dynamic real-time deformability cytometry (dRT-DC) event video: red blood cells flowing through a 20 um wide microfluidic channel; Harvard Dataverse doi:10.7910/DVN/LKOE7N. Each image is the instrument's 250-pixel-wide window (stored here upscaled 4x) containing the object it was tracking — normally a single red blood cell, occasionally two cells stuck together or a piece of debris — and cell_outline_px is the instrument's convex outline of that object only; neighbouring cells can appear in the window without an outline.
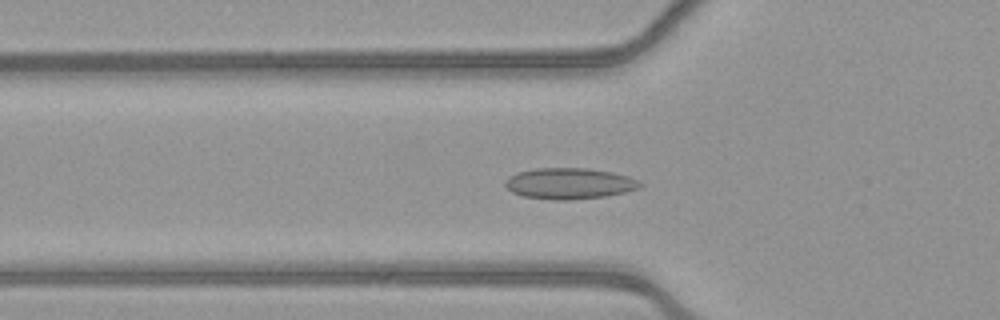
{"species": "common noctule bat (a hibernating species)", "species_latin": "Nyctalus noctula", "temperature_condition": "warm", "stored_images_in_passage": 54, "camera_frame_rate_fps": 3000, "um_per_image_px": 0.085, "animal": {"sex": "female", "body_mass_g": 21.9}, "frame": {"image": 1, "passage_image": 18, "time_ms": 5.667, "image_size_px": [1000, 320], "cell_outline_px": [[644, 184], [640, 188], [608, 196], [572, 200], [552, 200], [524, 196], [512, 192], [504, 184], [504, 180], [508, 176], [516, 172], [536, 168], [588, 168], [612, 172], [628, 176], [640, 180]], "centroid_in_image_um": [48.41, 15.59], "position_along_channel_um": 77.4, "area_um2": 24.74}}
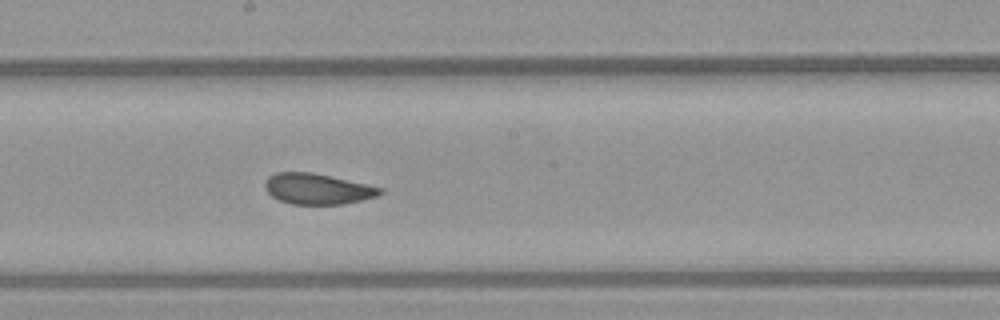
{"frame": {"image": 2, "passage_image": 29, "time_ms": 9.333, "image_size_px": [1000, 320], "cell_outline_px": [[384, 192], [376, 196], [344, 204], [292, 204], [280, 200], [272, 196], [264, 188], [264, 184], [268, 176], [276, 172], [312, 172], [384, 188]], "centroid_in_image_um": [26.97, 16.05], "position_along_channel_um": 221.2, "area_um2": 20.52}}
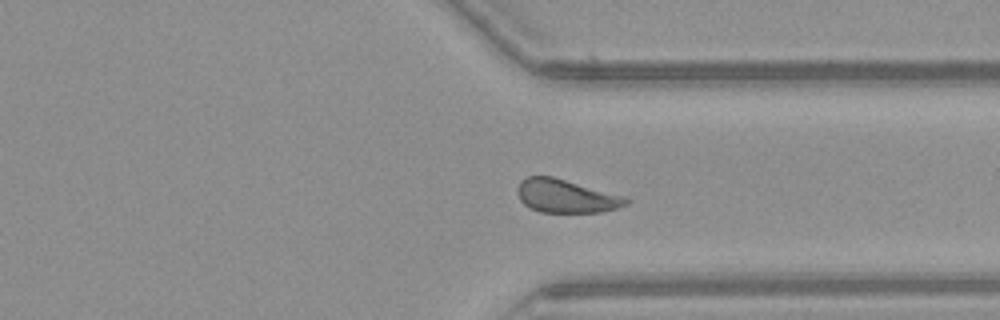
{"frame": {"image": 3, "passage_image": 40, "time_ms": 13.0, "image_size_px": [1000, 320], "cell_outline_px": [[628, 204], [616, 208], [600, 212], [540, 212], [524, 204], [520, 200], [520, 180], [528, 176], [552, 176], [620, 196], [628, 200]], "centroid_in_image_um": [48.08, 16.67], "position_along_channel_um": 363.3, "area_um2": 20.29}}